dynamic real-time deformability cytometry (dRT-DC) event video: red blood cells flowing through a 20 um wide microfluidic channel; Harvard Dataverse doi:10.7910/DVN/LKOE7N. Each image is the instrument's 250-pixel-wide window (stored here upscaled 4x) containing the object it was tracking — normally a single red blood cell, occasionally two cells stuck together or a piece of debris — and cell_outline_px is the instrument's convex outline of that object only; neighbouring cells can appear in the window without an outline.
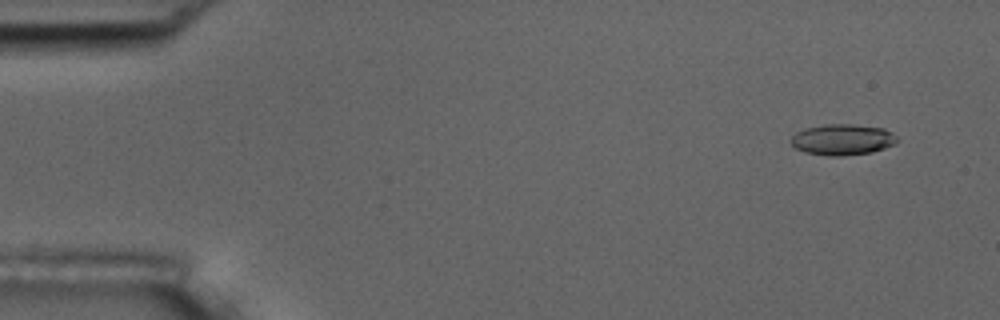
{"species": "common noctule bat (a hibernating species)", "species_latin": "Nyctalus noctula", "temperature_condition": "room temperature", "stored_images_in_passage": 6, "camera_frame_rate_fps": 3000, "um_per_image_px": 0.085, "animal": {"sex": "male", "body_mass_g": 17.5, "forearm_length_mm": 52.3}, "frame": {"image": 1, "passage_image": 2, "time_ms": 1.0, "image_size_px": [1000, 320], "cell_outline_px": [[900, 140], [896, 144], [872, 152], [840, 156], [828, 156], [804, 152], [796, 148], [792, 144], [792, 136], [796, 132], [804, 128], [824, 124], [852, 124], [884, 128], [892, 132]], "centroid_in_image_um": [71.64, 11.86], "position_along_channel_um": 13.4, "area_um2": 19.31}}
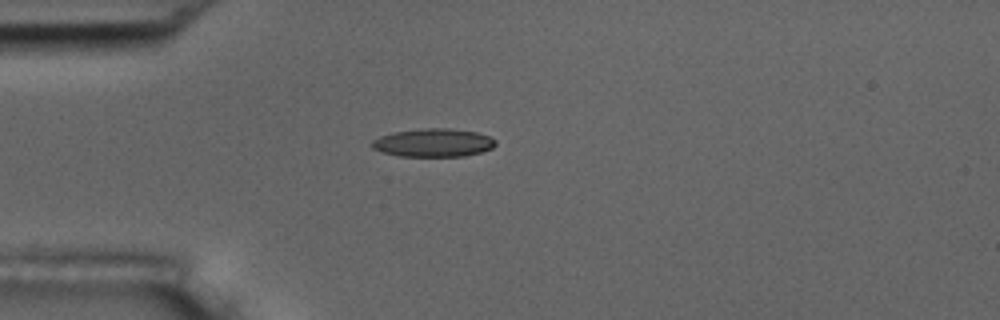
{"frame": {"image": 2, "passage_image": 5, "time_ms": 4.667, "image_size_px": [1000, 320], "cell_outline_px": [[496, 144], [492, 148], [480, 152], [464, 156], [400, 156], [384, 152], [372, 148], [368, 144], [372, 140], [380, 136], [396, 132], [424, 128], [448, 128], [476, 132], [488, 136], [496, 140]], "centroid_in_image_um": [36.82, 12.13], "position_along_channel_um": 48.2, "area_um2": 20.23}}